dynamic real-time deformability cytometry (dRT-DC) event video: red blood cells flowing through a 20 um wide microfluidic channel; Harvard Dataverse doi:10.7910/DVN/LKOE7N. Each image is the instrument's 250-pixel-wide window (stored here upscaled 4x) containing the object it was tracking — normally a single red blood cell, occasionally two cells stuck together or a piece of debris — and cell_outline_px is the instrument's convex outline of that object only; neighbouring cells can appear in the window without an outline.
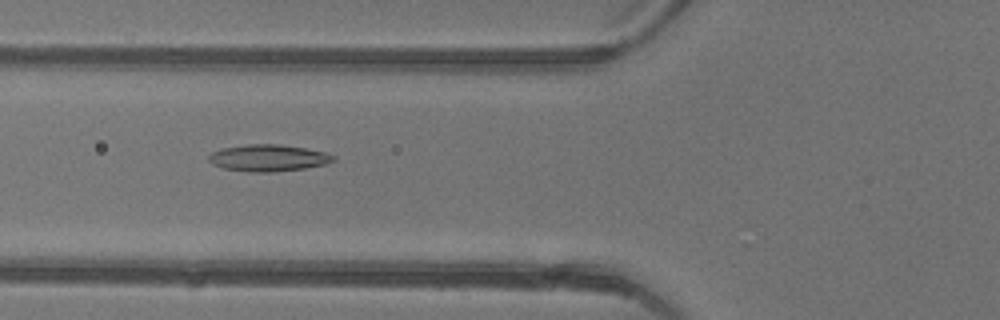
{"species": "common noctule bat (a hibernating species)", "species_latin": "Nyctalus noctula", "temperature_condition": "warm", "stored_images_in_passage": 48, "camera_frame_rate_fps": 3000, "um_per_image_px": 0.085, "animal": {"sex": "female"}, "frame": {"image": 1, "passage_image": 19, "time_ms": 6.0, "image_size_px": [1000, 320], "cell_outline_px": [[336, 160], [324, 164], [304, 168], [276, 172], [252, 172], [224, 168], [212, 164], [208, 160], [208, 156], [212, 152], [224, 148], [248, 144], [280, 144], [304, 148], [324, 152], [336, 156]], "centroid_in_image_um": [22.81, 13.42], "position_along_channel_um": 103.0, "area_um2": 19.31}}
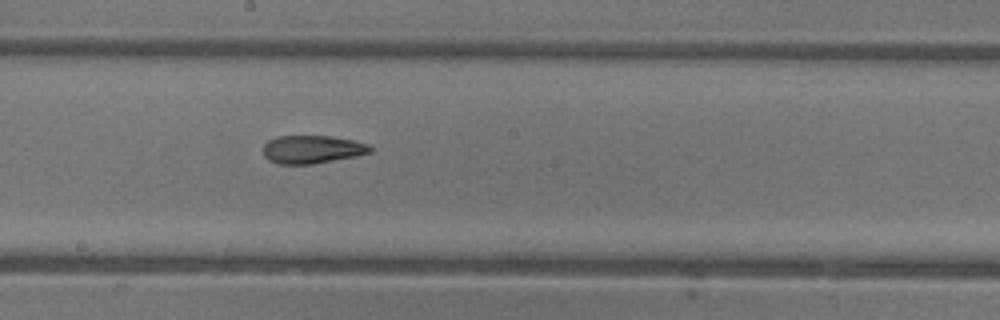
{"frame": {"image": 2, "passage_image": 27, "time_ms": 8.667, "image_size_px": [1000, 320], "cell_outline_px": [[372, 152], [356, 156], [312, 164], [276, 164], [268, 160], [264, 156], [264, 144], [268, 140], [276, 136], [332, 136], [352, 140], [368, 144], [372, 148]], "centroid_in_image_um": [26.51, 12.7], "position_along_channel_um": 221.7, "area_um2": 17.57}}
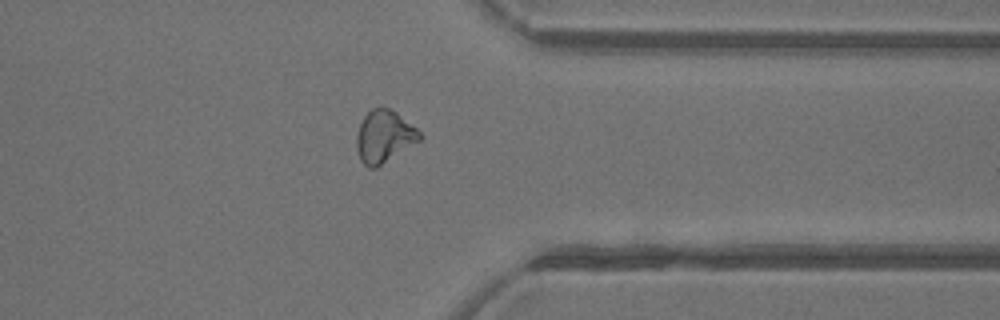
{"frame": {"image": 3, "passage_image": 38, "time_ms": 12.333, "image_size_px": [1000, 320], "cell_outline_px": [[424, 136], [420, 140], [376, 168], [368, 168], [360, 160], [356, 148], [356, 136], [360, 124], [364, 116], [372, 108], [388, 108], [396, 112], [416, 128]], "centroid_in_image_um": [32.64, 11.62], "position_along_channel_um": 378.8, "area_um2": 19.07}, "authors_computed_cell_mechanics": {"area_um2": 19.3052, "velocity_mm_per_s": 4.4306, "shape_relaxation_time_tau1_ms": 7.5018, "shape_relaxation_time_tau2_ms": 2.0383, "deformation_change_tau1": 0.2419, "deformation_change_tau2": 0.0941}}